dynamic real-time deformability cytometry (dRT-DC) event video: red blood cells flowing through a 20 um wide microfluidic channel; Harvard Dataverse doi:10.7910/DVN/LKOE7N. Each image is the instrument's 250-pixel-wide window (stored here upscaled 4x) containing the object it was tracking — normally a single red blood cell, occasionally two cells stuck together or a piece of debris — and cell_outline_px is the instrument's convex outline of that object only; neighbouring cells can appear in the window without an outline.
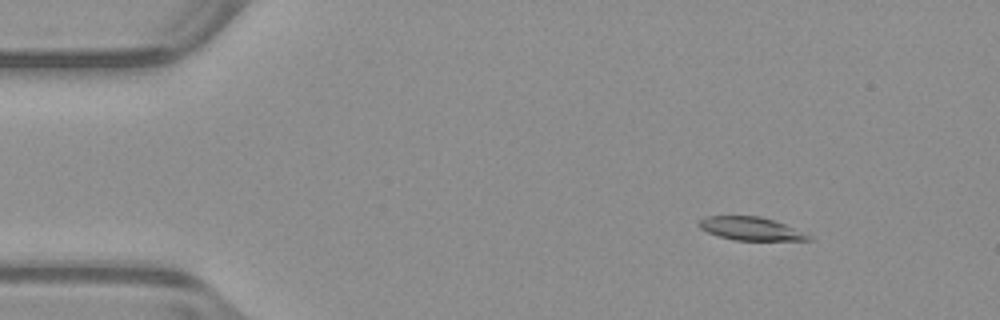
{"species": "common noctule bat (a hibernating species)", "species_latin": "Nyctalus noctula", "temperature_condition": "warm", "stored_images_in_passage": 52, "camera_frame_rate_fps": 3000, "um_per_image_px": 0.085, "animal": {"sex": "male", "body_mass_g": 23.1, "forearm_length_mm": 52.7}, "frame": {"image": 1, "passage_image": 6, "time_ms": 1.667, "image_size_px": [1000, 320], "cell_outline_px": [[812, 240], [732, 240], [708, 232], [700, 228], [696, 224], [704, 216], [760, 216], [784, 224], [812, 236]], "centroid_in_image_um": [63.77, 19.43], "position_along_channel_um": 21.2, "area_um2": 14.68}}
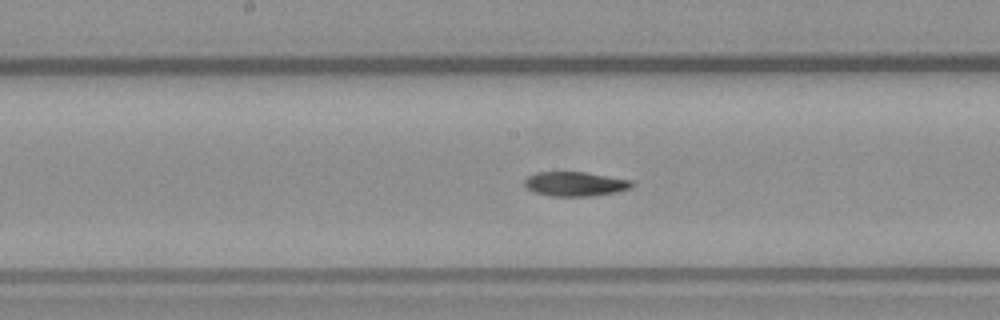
{"frame": {"image": 2, "passage_image": 26, "time_ms": 8.333, "image_size_px": [1000, 320], "cell_outline_px": [[636, 184], [628, 188], [616, 192], [588, 196], [552, 196], [536, 192], [528, 188], [524, 184], [524, 180], [528, 176], [536, 172], [584, 172], [632, 180]], "centroid_in_image_um": [48.89, 15.62], "position_along_channel_um": 199.3, "area_um2": 15.09}}
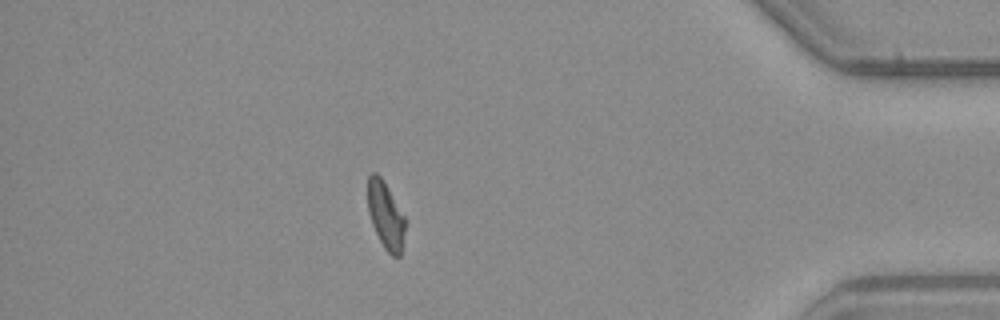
{"frame": {"image": 3, "passage_image": 45, "time_ms": 14.667, "image_size_px": [1000, 320], "cell_outline_px": [[408, 220], [400, 256], [392, 256], [384, 248], [372, 224], [368, 212], [368, 176], [372, 172], [376, 172], [380, 176], [388, 188]], "centroid_in_image_um": [32.81, 18.31], "position_along_channel_um": 402.4, "area_um2": 14.85}}